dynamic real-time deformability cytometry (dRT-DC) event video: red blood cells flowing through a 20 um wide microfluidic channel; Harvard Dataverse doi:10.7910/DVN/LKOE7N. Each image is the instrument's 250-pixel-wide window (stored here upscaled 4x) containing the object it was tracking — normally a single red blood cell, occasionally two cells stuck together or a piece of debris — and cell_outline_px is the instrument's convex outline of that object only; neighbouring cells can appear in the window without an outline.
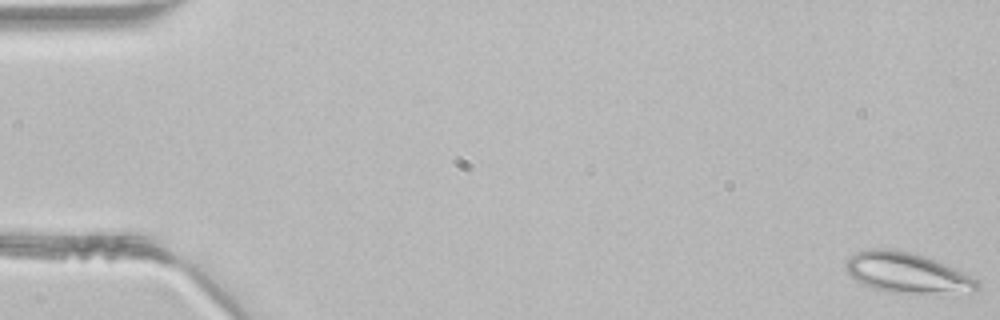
{"species": "common noctule bat (a hibernating species)", "species_latin": "Nyctalus noctula", "temperature_condition": "room temperature", "stored_images_in_passage": 48, "camera_frame_rate_fps": 3000, "um_per_image_px": 0.085, "animal": {"sex": "male", "body_mass_g": 21.5, "forearm_length_mm": 52.0}, "frame": {"image": 1, "passage_image": 1, "time_ms": 0.0, "image_size_px": [1000, 320], "cell_outline_px": [[980, 288], [972, 296], [888, 292], [864, 284], [856, 280], [848, 272], [844, 264], [844, 260], [848, 256], [856, 252], [872, 248], [892, 248], [916, 252], [936, 260], [976, 280], [980, 284]], "centroid_in_image_um": [77.17, 23.22], "position_along_channel_um": 7.8, "area_um2": 31.85}}
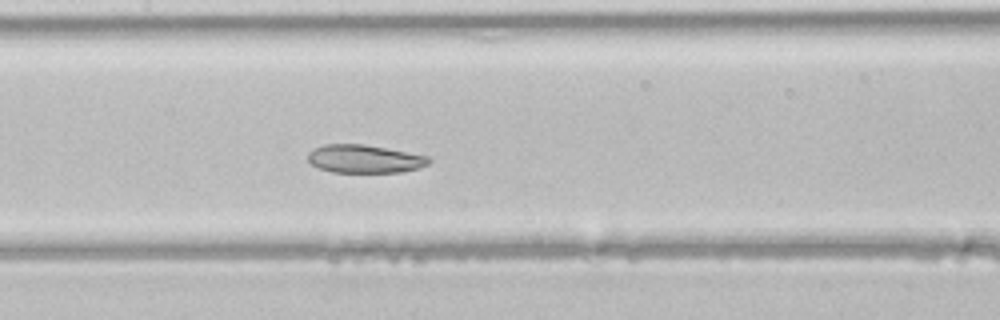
{"frame": {"image": 2, "passage_image": 23, "time_ms": 7.333, "image_size_px": [1000, 320], "cell_outline_px": [[432, 160], [428, 164], [420, 168], [404, 172], [332, 172], [320, 168], [312, 164], [308, 160], [308, 152], [312, 148], [324, 144], [364, 144], [428, 156]], "centroid_in_image_um": [30.99, 13.5], "position_along_channel_um": 176.4, "area_um2": 19.88}}
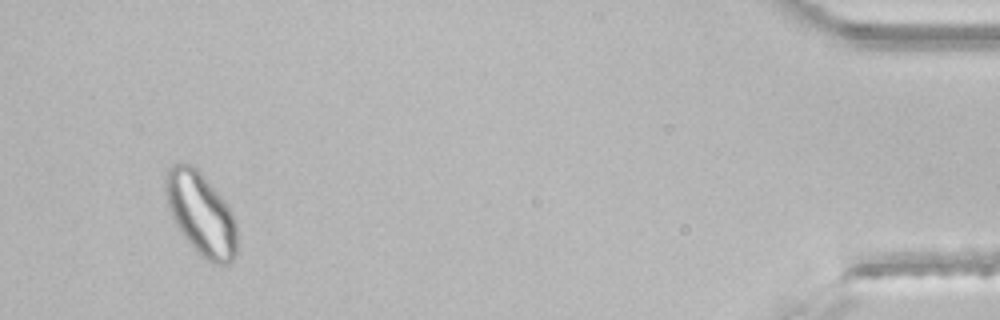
{"frame": {"image": 3, "passage_image": 45, "time_ms": 14.667, "image_size_px": [1000, 320], "cell_outline_px": [[236, 252], [232, 260], [228, 264], [212, 264], [196, 252], [180, 232], [168, 208], [164, 192], [164, 176], [168, 168], [172, 164], [188, 164], [196, 168], [204, 176], [224, 200], [236, 224]], "centroid_in_image_um": [17.04, 18.18], "position_along_channel_um": 418.2, "area_um2": 34.33}}